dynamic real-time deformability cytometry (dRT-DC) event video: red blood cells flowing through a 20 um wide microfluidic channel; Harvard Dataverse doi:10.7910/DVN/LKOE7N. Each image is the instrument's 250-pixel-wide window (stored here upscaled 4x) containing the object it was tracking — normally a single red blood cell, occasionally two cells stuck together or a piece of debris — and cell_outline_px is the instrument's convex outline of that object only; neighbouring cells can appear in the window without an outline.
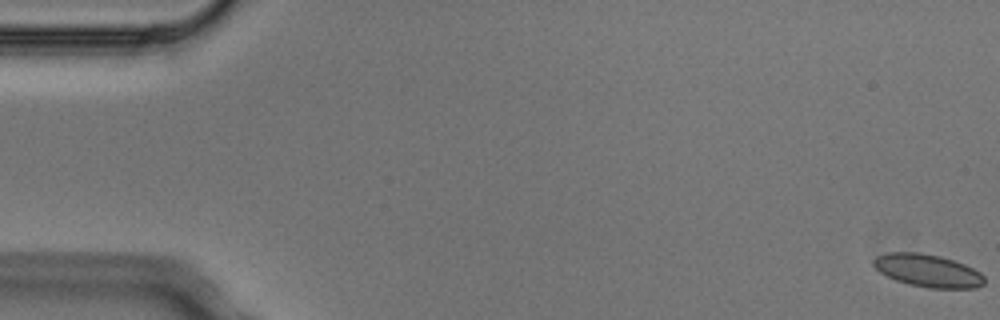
{"species": "Egyptian fruit bat (a non-hibernating species)", "species_latin": "Rousettus aegyptiacus", "temperature_condition": "cold", "stored_images_in_passage": 6, "camera_frame_rate_fps": 3000, "um_per_image_px": 0.085, "animal": {"sex": "male"}, "frame": {"image": 1, "passage_image": 1, "time_ms": 0.0, "image_size_px": [1000, 320], "cell_outline_px": [[984, 284], [976, 288], [928, 288], [908, 284], [896, 280], [880, 272], [872, 264], [872, 260], [876, 256], [888, 252], [920, 252], [940, 256], [964, 264], [980, 272], [984, 276]], "centroid_in_image_um": [78.85, 23.0], "position_along_channel_um": 6.2, "area_um2": 21.15}}
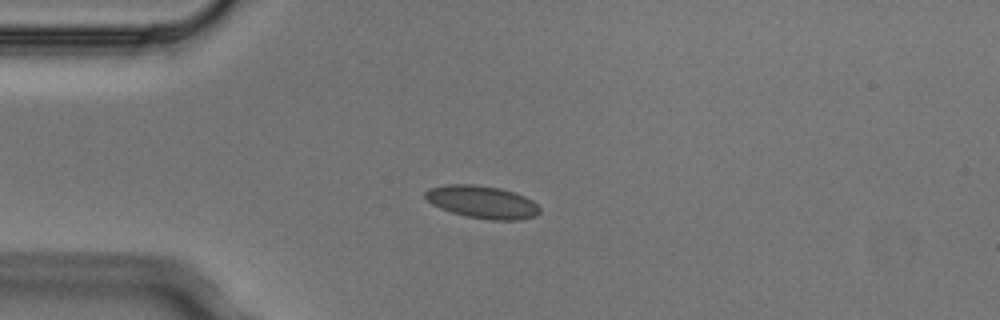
{"frame": {"image": 2, "passage_image": 4, "time_ms": 1.0, "image_size_px": [1000, 320], "cell_outline_px": [[540, 212], [536, 216], [520, 220], [492, 220], [468, 216], [452, 212], [440, 208], [432, 204], [424, 196], [424, 192], [428, 188], [448, 184], [472, 184], [500, 188], [524, 196], [532, 200], [540, 208]], "centroid_in_image_um": [40.99, 17.17], "position_along_channel_um": 44.0, "area_um2": 21.68}}
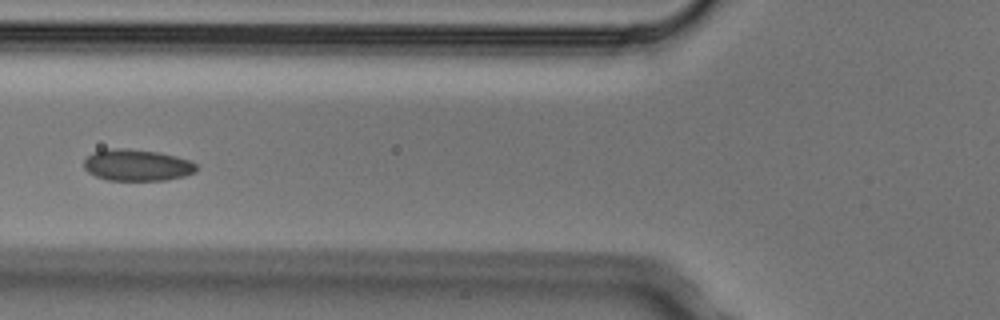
{"frame": {"image": 3, "passage_image": 6, "time_ms": 1.667, "image_size_px": [1000, 320], "cell_outline_px": [[196, 172], [184, 176], [164, 180], [108, 180], [96, 176], [88, 172], [84, 168], [84, 160], [92, 152], [112, 148], [128, 148], [160, 152], [176, 156], [188, 160], [196, 164]], "centroid_in_image_um": [11.63, 14.03], "position_along_channel_um": 114.2, "area_um2": 20.69}}